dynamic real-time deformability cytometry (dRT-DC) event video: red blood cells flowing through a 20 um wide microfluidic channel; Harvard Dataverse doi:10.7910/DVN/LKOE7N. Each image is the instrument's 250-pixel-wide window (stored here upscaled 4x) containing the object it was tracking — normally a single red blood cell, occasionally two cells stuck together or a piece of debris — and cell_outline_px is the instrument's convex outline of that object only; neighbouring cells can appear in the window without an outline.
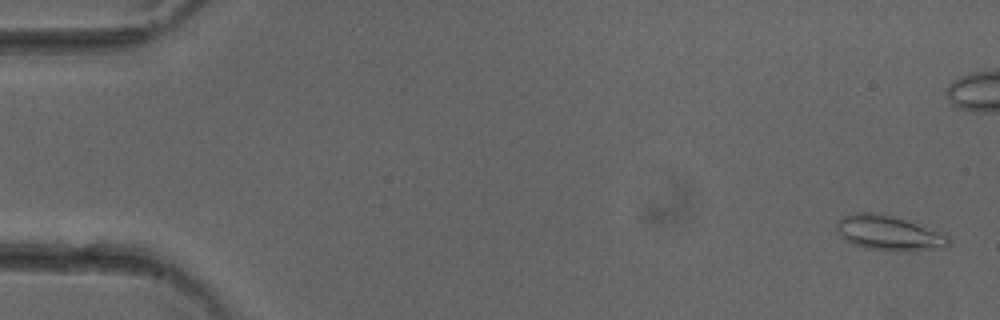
{"species": "common noctule bat (a hibernating species)", "species_latin": "Nyctalus noctula", "temperature_condition": "cold", "stored_images_in_passage": 52, "camera_frame_rate_fps": 3000, "um_per_image_px": 0.085, "animal": {"sex": "female"}, "frame": {"image": 1, "passage_image": 2, "time_ms": 0.333, "image_size_px": [1000, 320], "cell_outline_px": [[948, 244], [944, 248], [912, 252], [888, 252], [864, 248], [852, 244], [844, 240], [836, 232], [836, 220], [852, 212], [888, 212], [916, 220], [948, 236]], "centroid_in_image_um": [75.56, 19.78], "position_along_channel_um": 9.4, "area_um2": 24.39}}
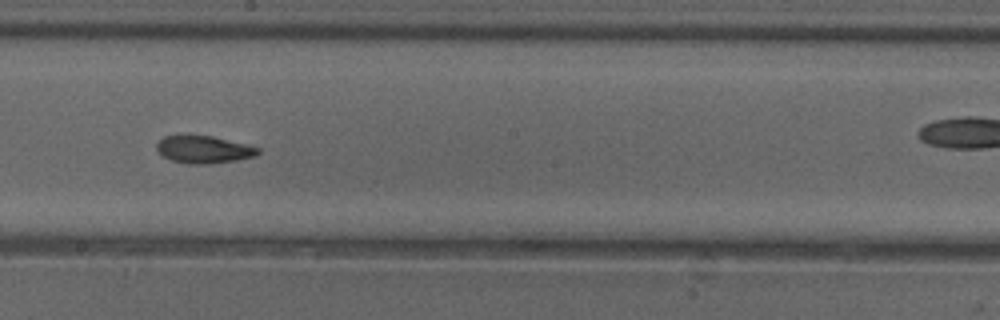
{"frame": {"image": 2, "passage_image": 29, "time_ms": 9.333, "image_size_px": [1000, 320], "cell_outline_px": [[260, 152], [256, 156], [236, 160], [208, 164], [188, 164], [172, 160], [160, 156], [156, 148], [156, 144], [164, 136], [212, 136], [260, 148]], "centroid_in_image_um": [17.3, 12.72], "position_along_channel_um": 230.9, "area_um2": 16.07}}
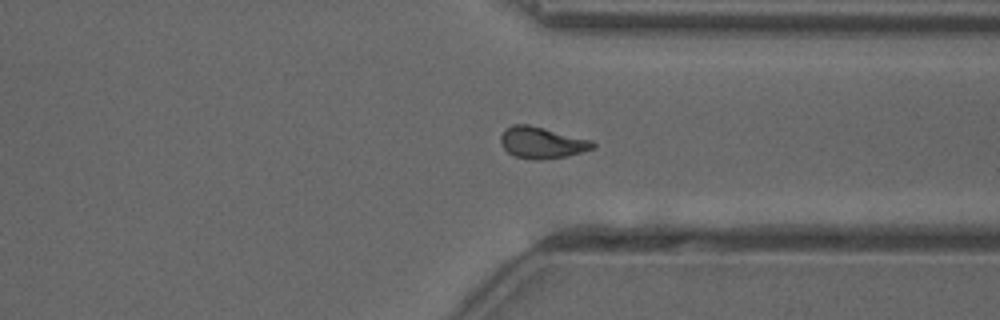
{"frame": {"image": 3, "passage_image": 39, "time_ms": 12.667, "image_size_px": [1000, 320], "cell_outline_px": [[596, 148], [564, 156], [540, 160], [536, 160], [516, 156], [508, 152], [500, 144], [500, 136], [504, 128], [512, 124], [528, 124], [592, 140], [596, 144]], "centroid_in_image_um": [46.03, 12.11], "position_along_channel_um": 365.4, "area_um2": 16.88}, "authors_computed_cell_mechanics": {"area_um2": 16.6464, "velocity_mm_per_s": 4.0401, "shape_relaxation_time_tau1_ms": 10.2145, "shape_relaxation_time_tau2_ms": 2.4066, "deformation_change_tau1": 0.2274, "deformation_change_tau2": 0.0761}}